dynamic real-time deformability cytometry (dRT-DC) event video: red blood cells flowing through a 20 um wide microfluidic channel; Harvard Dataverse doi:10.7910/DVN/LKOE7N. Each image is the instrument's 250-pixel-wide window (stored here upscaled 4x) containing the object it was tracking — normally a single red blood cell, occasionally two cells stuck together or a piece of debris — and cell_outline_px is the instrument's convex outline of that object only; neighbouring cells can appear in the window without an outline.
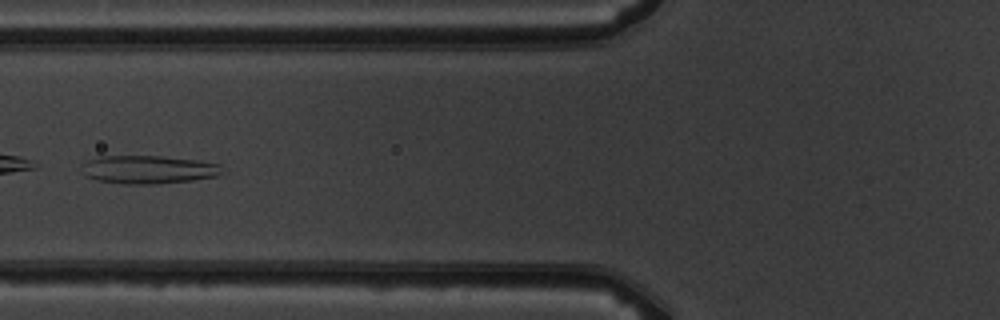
{"species": "common noctule bat (a hibernating species)", "species_latin": "Nyctalus noctula", "temperature_condition": "warm", "stored_images_in_passage": 5, "camera_frame_rate_fps": 3000, "um_per_image_px": 0.085, "animal": {"sex": "male", "body_mass_g": 19.5, "forearm_length_mm": 54.6}, "frame": {"image": 1, "passage_image": 4, "time_ms": 3.667, "image_size_px": [1000, 320], "cell_outline_px": [[224, 172], [216, 176], [192, 180], [152, 184], [124, 184], [96, 180], [84, 176], [80, 164], [88, 160], [100, 156], [160, 156], [200, 160], [220, 164]], "centroid_in_image_um": [12.58, 14.41], "position_along_channel_um": 113.2, "area_um2": 23.29}}